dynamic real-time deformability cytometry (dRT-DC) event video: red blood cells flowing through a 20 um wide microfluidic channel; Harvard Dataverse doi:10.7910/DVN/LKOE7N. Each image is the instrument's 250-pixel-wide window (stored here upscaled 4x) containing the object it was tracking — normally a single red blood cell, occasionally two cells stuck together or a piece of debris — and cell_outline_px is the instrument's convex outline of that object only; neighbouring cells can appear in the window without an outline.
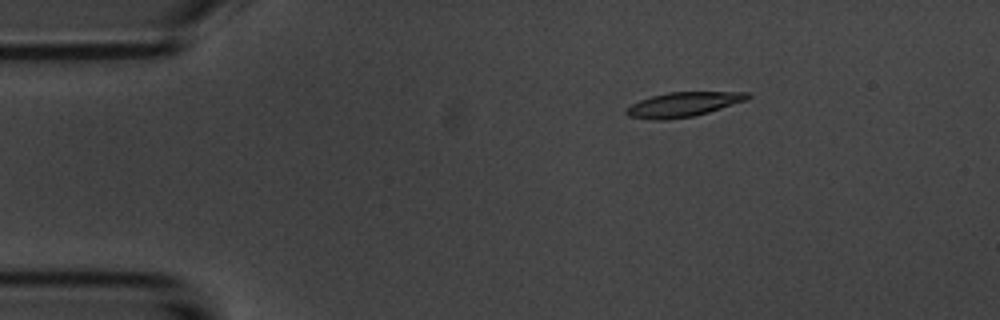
{"species": "common noctule bat (a hibernating species)", "species_latin": "Nyctalus noctula", "temperature_condition": "room temperature", "stored_images_in_passage": 46, "camera_frame_rate_fps": 3000, "um_per_image_px": 0.085, "animal": {"sex": "male", "body_mass_g": 20.1, "forearm_length_mm": 53.5}, "frame": {"image": 1, "passage_image": 1, "time_ms": 0.0, "image_size_px": [1000, 320], "cell_outline_px": [[752, 96], [748, 100], [708, 112], [692, 116], [664, 120], [652, 120], [628, 116], [624, 112], [632, 104], [640, 100], [652, 96], [668, 92], [748, 92]], "centroid_in_image_um": [58.09, 8.87], "position_along_channel_um": 26.9, "area_um2": 17.28}}
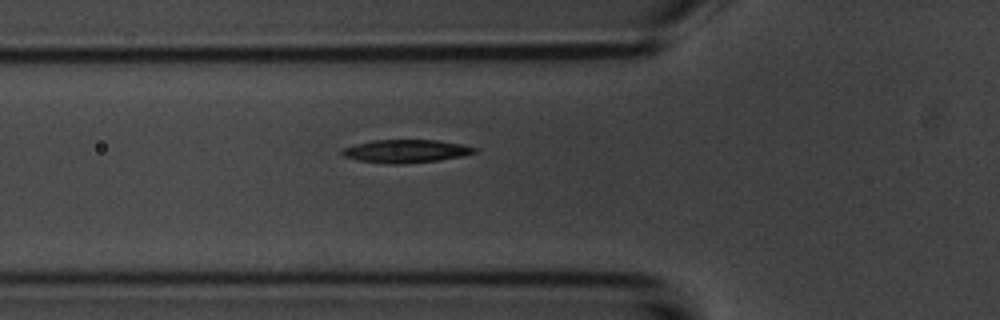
{"frame": {"image": 2, "passage_image": 11, "time_ms": 3.333, "image_size_px": [1000, 320], "cell_outline_px": [[480, 148], [476, 152], [460, 156], [440, 160], [400, 164], [388, 164], [356, 160], [344, 156], [340, 152], [344, 148], [356, 144], [372, 140], [436, 140], [460, 144]], "centroid_in_image_um": [34.49, 12.85], "position_along_channel_um": 91.3, "area_um2": 17.74}}
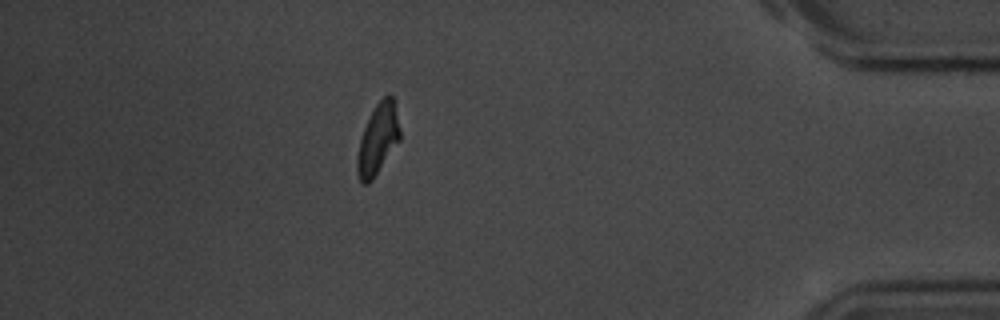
{"frame": {"image": 3, "passage_image": 40, "time_ms": 13.0, "image_size_px": [1000, 320], "cell_outline_px": [[400, 140], [372, 180], [368, 184], [360, 184], [356, 172], [356, 156], [360, 140], [364, 128], [376, 104], [388, 92], [396, 100], [400, 128]], "centroid_in_image_um": [32.13, 11.82], "position_along_channel_um": 403.1, "area_um2": 17.86}, "authors_computed_cell_mechanics": {"area_um2": 17.8313, "velocity_mm_per_s": 3.6831, "shape_relaxation_time_tau1_ms": 2.7944, "shape_relaxation_time_tau2_ms": 3.9789, "deformation_change_tau1": 0.1687, "deformation_change_tau2": 0.1146}}